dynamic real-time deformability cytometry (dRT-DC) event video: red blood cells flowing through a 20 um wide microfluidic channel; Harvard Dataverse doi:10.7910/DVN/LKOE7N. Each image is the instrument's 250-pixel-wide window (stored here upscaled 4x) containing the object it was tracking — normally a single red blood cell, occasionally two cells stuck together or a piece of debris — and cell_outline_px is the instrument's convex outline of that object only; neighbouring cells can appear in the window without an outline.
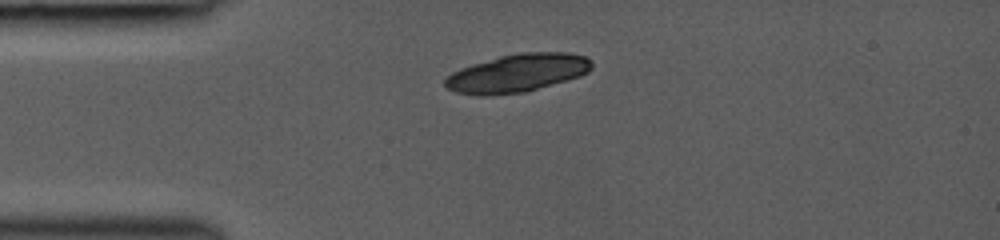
{"species": "common noctule bat (a hibernating species)", "species_latin": "Nyctalus noctula", "temperature_condition": "room temperature", "stored_images_in_passage": 7, "camera_frame_rate_fps": 3000, "um_per_image_px": 0.085, "animal": {"sex": "female", "body_mass_g": 19.0, "forearm_length_mm": 53.3}, "frame": {"image": 1, "passage_image": 1, "time_ms": 0.0, "image_size_px": [1000, 240], "cell_outline_px": [[592, 68], [588, 72], [580, 76], [524, 92], [488, 96], [476, 96], [456, 92], [448, 88], [444, 84], [444, 80], [452, 72], [460, 68], [472, 64], [500, 56], [520, 52], [568, 52], [584, 56], [592, 60]], "centroid_in_image_um": [43.97, 6.21], "position_along_channel_um": 41.0, "area_um2": 32.6}}